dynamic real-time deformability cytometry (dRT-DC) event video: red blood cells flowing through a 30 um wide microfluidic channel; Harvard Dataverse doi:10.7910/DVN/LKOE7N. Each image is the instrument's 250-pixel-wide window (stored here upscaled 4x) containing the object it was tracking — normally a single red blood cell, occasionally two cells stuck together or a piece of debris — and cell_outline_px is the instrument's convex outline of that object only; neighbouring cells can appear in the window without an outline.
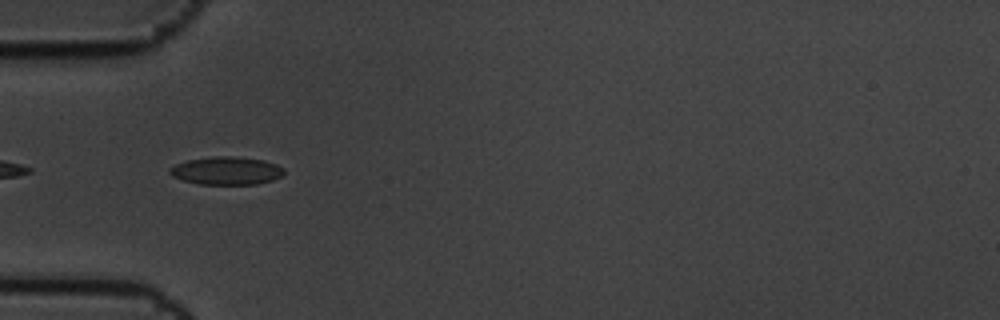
{"species": "common noctule bat (a hibernating species)", "species_latin": "Nyctalus noctula", "temperature_condition": "cold", "stored_images_in_passage": 5, "camera_frame_rate_fps": 3000, "um_per_image_px": 0.085, "animal": {"sex": "male", "body_mass_g": 19.5, "forearm_length_mm": 54.6}, "frame": {"image": 1, "passage_image": 4, "time_ms": 1.0, "image_size_px": [1000, 320], "cell_outline_px": [[284, 172], [280, 176], [272, 180], [256, 184], [200, 184], [184, 180], [172, 176], [168, 172], [168, 168], [176, 164], [188, 160], [212, 156], [236, 156], [264, 160], [276, 164], [284, 168]], "centroid_in_image_um": [19.24, 14.5], "position_along_channel_um": 65.8, "area_um2": 18.61}}
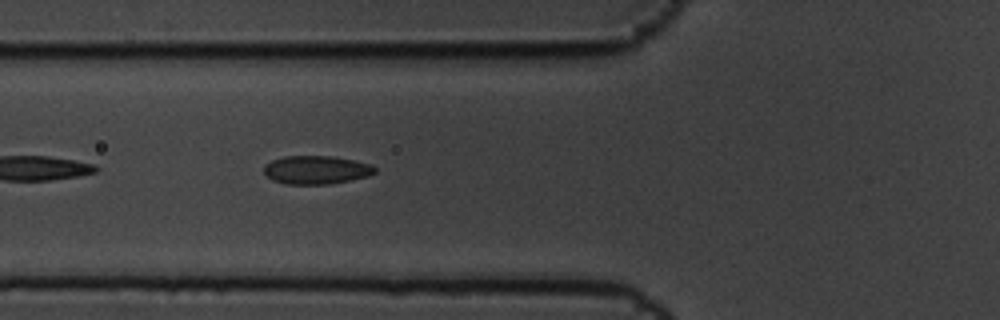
{"frame": {"image": 2, "passage_image": 5, "time_ms": 1.333, "image_size_px": [1000, 320], "cell_outline_px": [[376, 172], [368, 176], [332, 184], [284, 184], [272, 180], [264, 172], [264, 164], [272, 160], [284, 156], [332, 156], [372, 164], [376, 168]], "centroid_in_image_um": [26.88, 14.44], "position_along_channel_um": 98.9, "area_um2": 18.44}}